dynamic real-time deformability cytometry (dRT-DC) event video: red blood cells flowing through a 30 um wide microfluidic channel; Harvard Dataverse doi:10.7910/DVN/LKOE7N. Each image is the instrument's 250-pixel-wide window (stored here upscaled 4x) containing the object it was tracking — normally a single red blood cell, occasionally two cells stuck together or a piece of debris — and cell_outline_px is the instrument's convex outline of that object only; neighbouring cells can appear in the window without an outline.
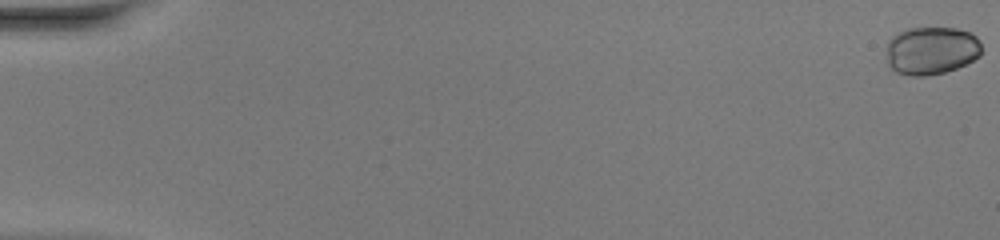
{"species": "common noctule bat (a hibernating species)", "species_latin": "Nyctalus noctula", "temperature_condition": "warm", "stored_images_in_passage": 51, "camera_frame_rate_fps": 3000, "um_per_image_px": 0.085, "animal": {"sex": "female", "body_mass_g": 20.0, "forearm_length_mm": 54.0}, "frame": {"image": 1, "passage_image": 1, "time_ms": 0.0, "image_size_px": [1000, 240], "cell_outline_px": [[980, 56], [956, 68], [944, 72], [928, 76], [908, 76], [896, 72], [888, 64], [888, 40], [892, 36], [908, 28], [956, 28], [968, 32], [976, 36], [980, 40]], "centroid_in_image_um": [79.16, 4.3], "position_along_channel_um": 5.8, "area_um2": 26.53}}
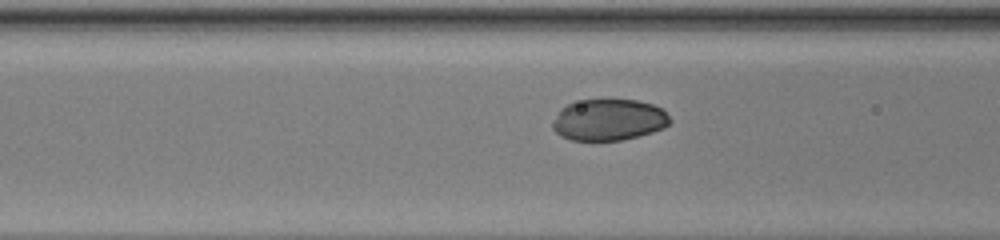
{"frame": {"image": 2, "passage_image": 22, "time_ms": 7.0, "image_size_px": [1000, 240], "cell_outline_px": [[672, 120], [664, 128], [640, 136], [620, 140], [572, 140], [560, 136], [552, 128], [552, 124], [560, 108], [568, 104], [584, 100], [608, 96], [636, 100], [652, 104], [664, 108]], "centroid_in_image_um": [51.78, 10.14], "position_along_channel_um": 114.8, "area_um2": 29.13}}
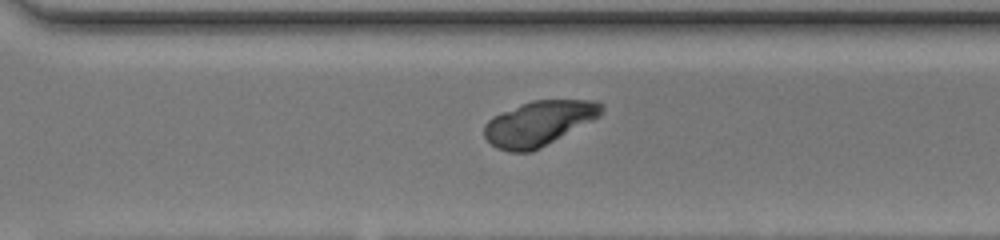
{"frame": {"image": 3, "passage_image": 37, "time_ms": 12.0, "image_size_px": [1000, 240], "cell_outline_px": [[604, 112], [600, 116], [540, 148], [532, 152], [508, 152], [496, 148], [484, 136], [484, 124], [492, 116], [500, 112], [520, 104], [532, 100], [596, 100], [604, 104]], "centroid_in_image_um": [45.8, 10.47], "position_along_channel_um": 324.8, "area_um2": 30.75}, "authors_computed_cell_mechanics": {"area_um2": 29.3624, "velocity_mm_per_s": 4.2011, "shape_relaxation_time_tau1_ms": 0.925, "shape_relaxation_time_tau2_ms": null, "deformation_change_tau1": 0.0548, "deformation_change_tau2": null}}